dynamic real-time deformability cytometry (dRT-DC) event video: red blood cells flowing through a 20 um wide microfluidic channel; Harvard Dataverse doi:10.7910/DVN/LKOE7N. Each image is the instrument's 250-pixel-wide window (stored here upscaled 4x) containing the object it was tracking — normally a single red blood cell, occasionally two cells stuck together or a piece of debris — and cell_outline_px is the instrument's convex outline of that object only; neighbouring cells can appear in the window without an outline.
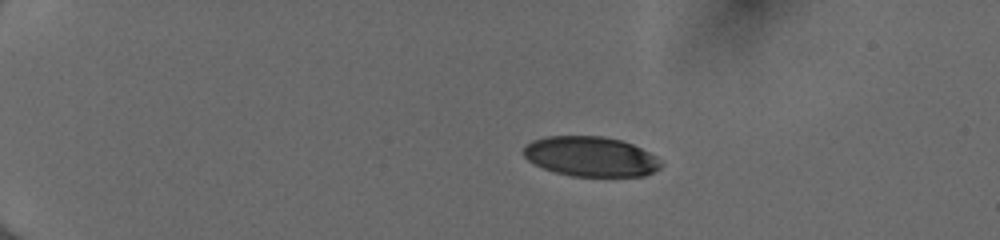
{"species": "human", "species_latin": "Homo sapiens", "temperature_condition": "cold", "stored_images_in_passage": 42, "camera_frame_rate_fps": 3000, "um_per_image_px": 0.085, "donor": {"sex": "female"}, "frame": {"image": 1, "passage_image": 1, "time_ms": 0.0, "image_size_px": [1000, 240], "cell_outline_px": [[664, 164], [660, 168], [644, 176], [572, 176], [556, 172], [544, 168], [528, 160], [524, 156], [524, 144], [532, 140], [544, 136], [604, 136], [620, 140], [632, 144], [656, 156]], "centroid_in_image_um": [50.21, 13.3], "position_along_channel_um": 34.8, "area_um2": 31.96}}
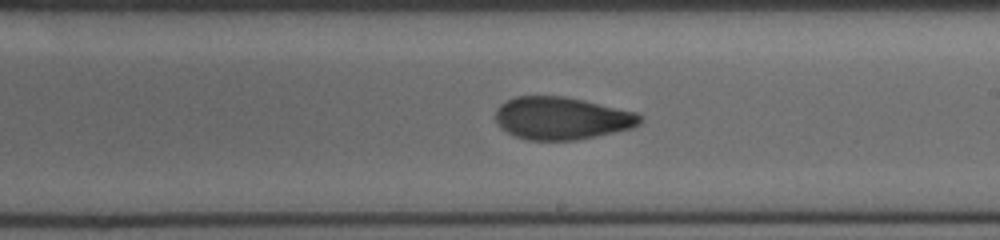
{"frame": {"image": 2, "passage_image": 23, "time_ms": 7.333, "image_size_px": [1000, 240], "cell_outline_px": [[644, 120], [640, 124], [632, 128], [596, 136], [576, 140], [528, 140], [516, 136], [500, 128], [496, 124], [496, 108], [500, 104], [516, 96], [564, 96], [584, 100], [636, 112], [644, 116]], "centroid_in_image_um": [47.76, 10.05], "position_along_channel_um": 241.2, "area_um2": 36.01}}
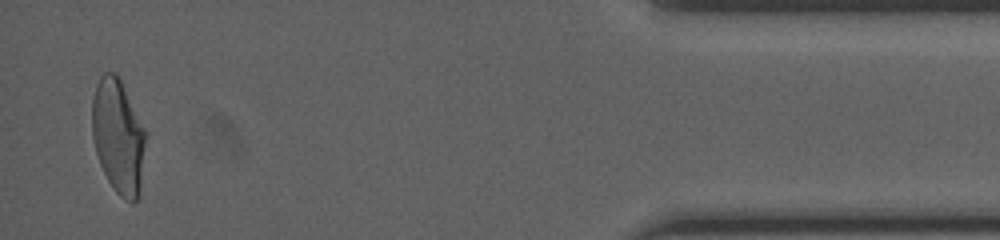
{"frame": {"image": 3, "passage_image": 41, "time_ms": 13.333, "image_size_px": [1000, 240], "cell_outline_px": [[144, 144], [140, 196], [132, 204], [124, 200], [112, 188], [100, 164], [96, 152], [92, 136], [92, 100], [96, 84], [100, 76], [104, 72], [116, 72], [144, 128]], "centroid_in_image_um": [10.02, 11.62], "position_along_channel_um": 425.2, "area_um2": 35.37}, "authors_computed_cell_mechanics": {"area_um2": 35.6048, "velocity_mm_per_s": 4.0382, "shape_relaxation_time_tau1_ms": 10.1398, "shape_relaxation_time_tau2_ms": 1.9939, "deformation_change_tau1": 0.2693, "deformation_change_tau2": 0.0859}}